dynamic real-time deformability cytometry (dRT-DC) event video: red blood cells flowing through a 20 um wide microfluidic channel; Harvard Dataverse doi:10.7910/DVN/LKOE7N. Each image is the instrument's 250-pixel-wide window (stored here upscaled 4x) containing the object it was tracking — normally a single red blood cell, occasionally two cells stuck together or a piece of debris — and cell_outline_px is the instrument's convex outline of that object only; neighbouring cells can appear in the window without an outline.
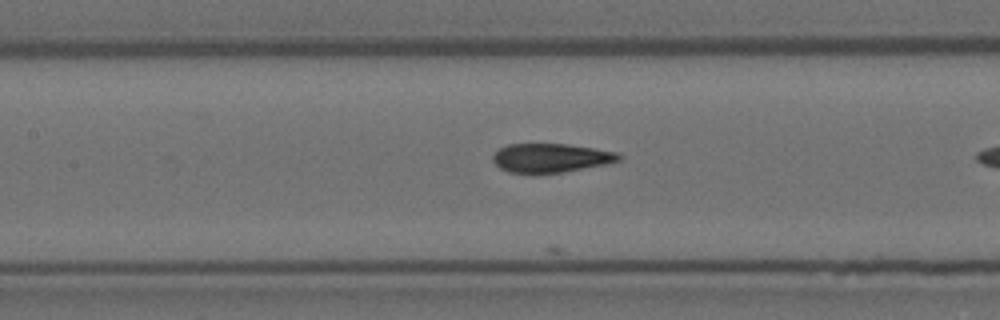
{"species": "Egyptian fruit bat (a non-hibernating species)", "species_latin": "Rousettus aegyptiacus", "temperature_condition": "room temperature", "stored_images_in_passage": 17, "camera_frame_rate_fps": 3000, "um_per_image_px": 0.085, "animal": {"sex": "female"}, "frame": {"image": 1, "passage_image": 8, "time_ms": 2.333, "image_size_px": [1000, 320], "cell_outline_px": [[624, 156], [620, 160], [608, 164], [564, 172], [508, 172], [500, 168], [492, 160], [492, 156], [500, 148], [508, 144], [568, 144], [620, 152]], "centroid_in_image_um": [46.89, 13.41], "position_along_channel_um": 160.5, "area_um2": 21.21}}